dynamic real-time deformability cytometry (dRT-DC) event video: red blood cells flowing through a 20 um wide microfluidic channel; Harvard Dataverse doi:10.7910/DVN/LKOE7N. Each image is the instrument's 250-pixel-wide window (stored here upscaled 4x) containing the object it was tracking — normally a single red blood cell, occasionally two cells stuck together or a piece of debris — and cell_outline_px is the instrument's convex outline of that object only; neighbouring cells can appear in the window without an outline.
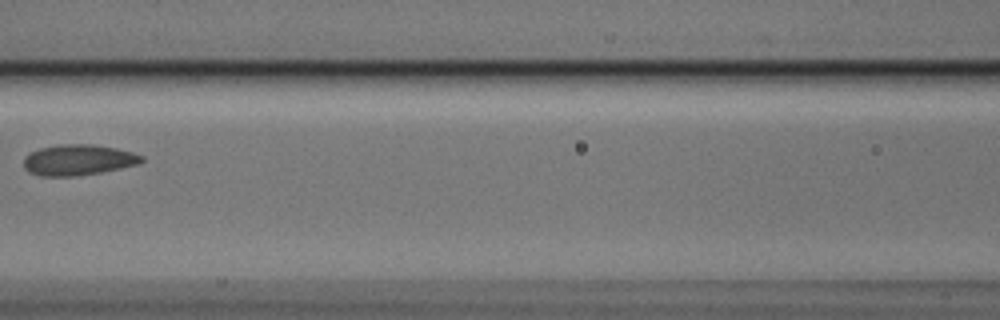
{"species": "Egyptian fruit bat (a non-hibernating species)", "species_latin": "Rousettus aegyptiacus", "temperature_condition": "cold", "stored_images_in_passage": 3, "camera_frame_rate_fps": 3000, "um_per_image_px": 0.085, "animal": {"sex": "male"}, "frame": {"image": 1, "passage_image": 3, "time_ms": 0.667, "image_size_px": [1000, 320], "cell_outline_px": [[144, 160], [136, 164], [120, 168], [100, 172], [76, 176], [40, 176], [28, 172], [24, 168], [24, 156], [40, 148], [60, 144], [92, 144], [116, 148], [132, 152], [144, 156]], "centroid_in_image_um": [6.62, 13.59], "position_along_channel_um": 160.0, "area_um2": 21.1}}